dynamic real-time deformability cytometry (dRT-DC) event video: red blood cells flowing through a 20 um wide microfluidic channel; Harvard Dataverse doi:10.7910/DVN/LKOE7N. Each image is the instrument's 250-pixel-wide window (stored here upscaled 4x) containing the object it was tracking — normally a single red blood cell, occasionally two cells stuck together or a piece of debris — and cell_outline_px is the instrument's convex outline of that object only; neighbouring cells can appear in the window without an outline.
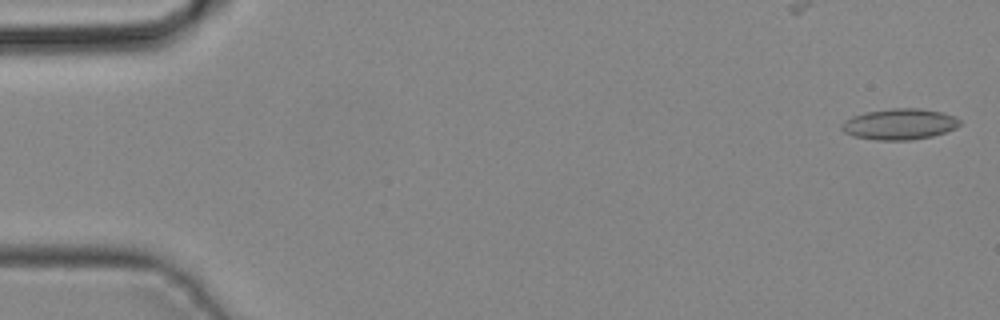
{"species": "common noctule bat (a hibernating species)", "species_latin": "Nyctalus noctula", "temperature_condition": "cold", "stored_images_in_passage": 11, "camera_frame_rate_fps": 3000, "um_per_image_px": 0.085, "animal": {"sex": "male", "body_mass_g": 19.2, "forearm_length_mm": 51.8}, "frame": {"image": 1, "passage_image": 1, "time_ms": 0.0, "image_size_px": [1000, 320], "cell_outline_px": [[960, 124], [956, 128], [932, 136], [912, 140], [876, 140], [852, 136], [844, 132], [840, 128], [840, 124], [844, 120], [852, 116], [864, 112], [892, 108], [920, 108], [940, 112], [956, 116], [960, 120]], "centroid_in_image_um": [76.42, 10.55], "position_along_channel_um": 8.6, "area_um2": 21.5}}